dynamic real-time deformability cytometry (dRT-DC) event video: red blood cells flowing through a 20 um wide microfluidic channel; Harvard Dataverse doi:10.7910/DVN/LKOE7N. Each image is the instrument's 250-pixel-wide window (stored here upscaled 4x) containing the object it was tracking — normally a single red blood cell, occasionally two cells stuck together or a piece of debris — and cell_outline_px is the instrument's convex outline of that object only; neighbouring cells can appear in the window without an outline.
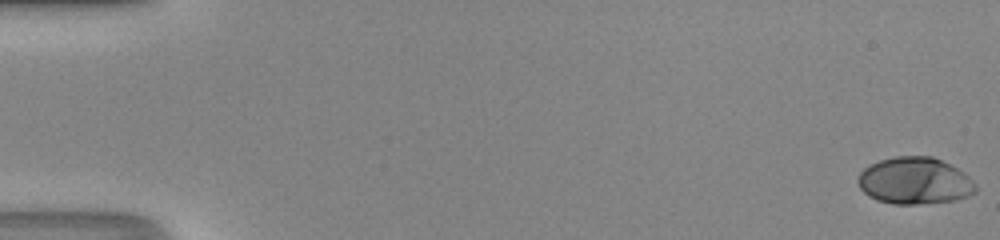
{"species": "human", "species_latin": "Homo sapiens", "temperature_condition": "room temperature", "stored_images_in_passage": 51, "camera_frame_rate_fps": 3000, "um_per_image_px": 0.085, "donor": {"sex": "male"}, "frame": {"image": 1, "passage_image": 1, "time_ms": 0.0, "image_size_px": [1000, 240], "cell_outline_px": [[976, 192], [968, 196], [956, 200], [916, 204], [892, 204], [876, 200], [868, 196], [860, 188], [856, 180], [860, 172], [864, 168], [880, 160], [896, 156], [932, 156], [964, 172], [976, 184]], "centroid_in_image_um": [77.73, 15.38], "position_along_channel_um": 7.3, "area_um2": 32.19}}
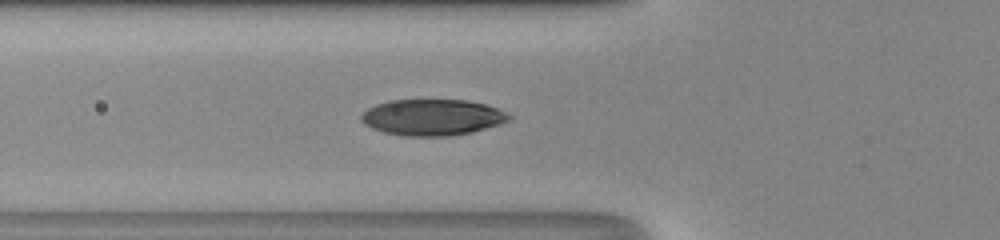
{"frame": {"image": 2, "passage_image": 20, "time_ms": 6.333, "image_size_px": [1000, 240], "cell_outline_px": [[512, 120], [500, 124], [472, 132], [448, 136], [404, 136], [384, 132], [372, 128], [364, 124], [360, 120], [360, 116], [368, 108], [376, 104], [388, 100], [468, 100], [484, 104], [496, 108], [512, 116]], "centroid_in_image_um": [36.74, 9.97], "position_along_channel_um": 89.1, "area_um2": 31.21}}
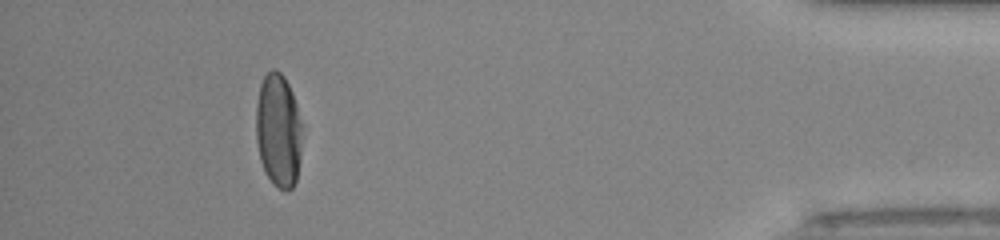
{"frame": {"image": 3, "passage_image": 47, "time_ms": 15.333, "image_size_px": [1000, 240], "cell_outline_px": [[300, 156], [296, 180], [292, 188], [288, 192], [284, 192], [272, 184], [264, 172], [260, 160], [256, 140], [256, 104], [260, 84], [264, 76], [272, 68], [276, 68], [284, 76], [292, 92], [296, 104], [300, 124]], "centroid_in_image_um": [23.63, 11.11], "position_along_channel_um": 411.6, "area_um2": 30.63}, "authors_computed_cell_mechanics": {"area_um2": 31.3276, "velocity_mm_per_s": 4.2102, "shape_relaxation_time_tau1_ms": 3.5107, "shape_relaxation_time_tau2_ms": null, "deformation_change_tau1": 0.1967, "deformation_change_tau2": null}}